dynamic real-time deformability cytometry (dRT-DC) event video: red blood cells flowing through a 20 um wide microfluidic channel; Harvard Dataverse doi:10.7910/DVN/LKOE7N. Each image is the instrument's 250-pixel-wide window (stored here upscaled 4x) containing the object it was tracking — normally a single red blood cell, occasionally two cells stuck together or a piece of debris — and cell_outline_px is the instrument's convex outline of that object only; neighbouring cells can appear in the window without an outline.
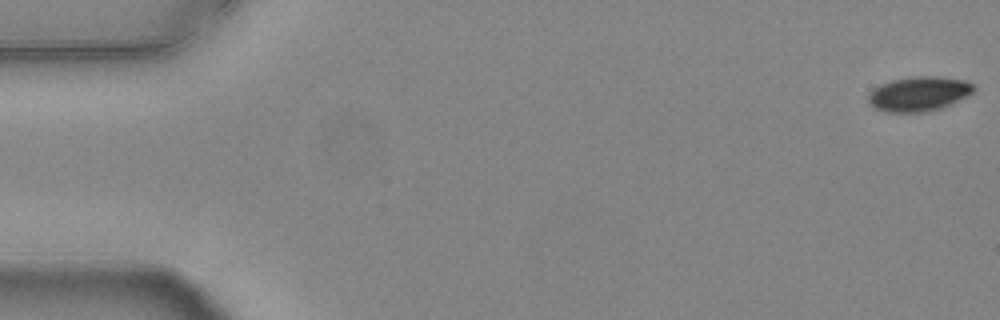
{"species": "common noctule bat (a hibernating species)", "species_latin": "Nyctalus noctula", "temperature_condition": "warm", "stored_images_in_passage": 55, "camera_frame_rate_fps": 3000, "um_per_image_px": 0.085, "animal": {"sex": "female", "body_mass_g": 24.6, "forearm_length_mm": 56.2}, "frame": {"image": 1, "passage_image": 1, "time_ms": 0.0, "image_size_px": [1000, 320], "cell_outline_px": [[976, 88], [968, 96], [940, 108], [924, 112], [884, 112], [872, 108], [868, 104], [868, 96], [872, 88], [880, 84], [892, 80], [912, 76], [940, 76], [968, 80], [976, 84]], "centroid_in_image_um": [78.1, 7.96], "position_along_channel_um": 6.9, "area_um2": 21.73}}
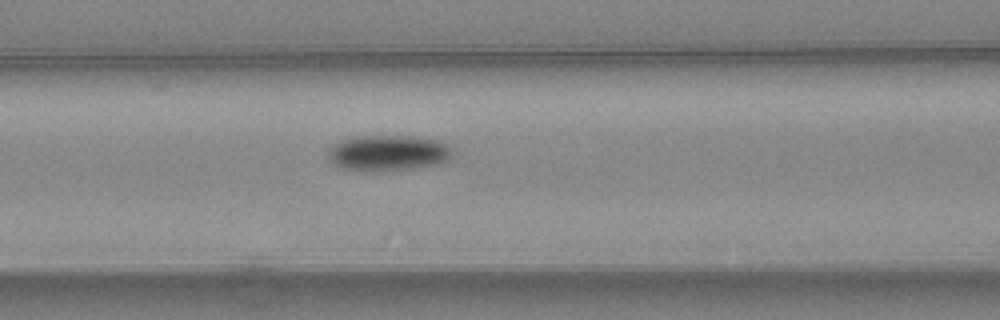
{"frame": {"image": 2, "passage_image": 23, "time_ms": 7.333, "image_size_px": [1000, 320], "cell_outline_px": [[452, 156], [448, 160], [440, 164], [412, 168], [380, 172], [360, 172], [340, 168], [332, 164], [328, 156], [328, 152], [332, 144], [340, 140], [356, 136], [412, 136], [440, 140], [448, 144], [452, 148]], "centroid_in_image_um": [32.97, 13.02], "position_along_channel_um": 133.6, "area_um2": 26.65}}
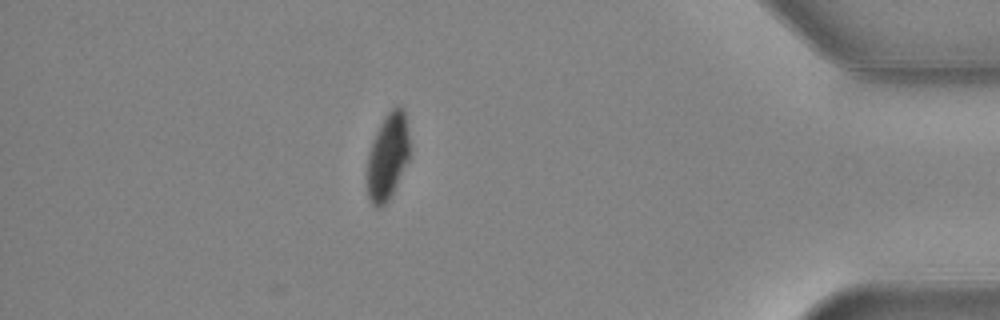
{"frame": {"image": 3, "passage_image": 48, "time_ms": 15.667, "image_size_px": [1000, 320], "cell_outline_px": [[412, 152], [388, 200], [380, 208], [376, 208], [368, 200], [364, 176], [368, 152], [372, 140], [380, 124], [388, 112], [392, 108], [400, 104], [404, 108]], "centroid_in_image_um": [32.92, 13.31], "position_along_channel_um": 402.3, "area_um2": 22.25}, "authors_computed_cell_mechanics": {"area_um2": 23.2356, "velocity_mm_per_s": 3.7685, "shape_relaxation_time_tau1_ms": 4.0252, "shape_relaxation_time_tau2_ms": null, "deformation_change_tau1": 0.1174, "deformation_change_tau2": null}}